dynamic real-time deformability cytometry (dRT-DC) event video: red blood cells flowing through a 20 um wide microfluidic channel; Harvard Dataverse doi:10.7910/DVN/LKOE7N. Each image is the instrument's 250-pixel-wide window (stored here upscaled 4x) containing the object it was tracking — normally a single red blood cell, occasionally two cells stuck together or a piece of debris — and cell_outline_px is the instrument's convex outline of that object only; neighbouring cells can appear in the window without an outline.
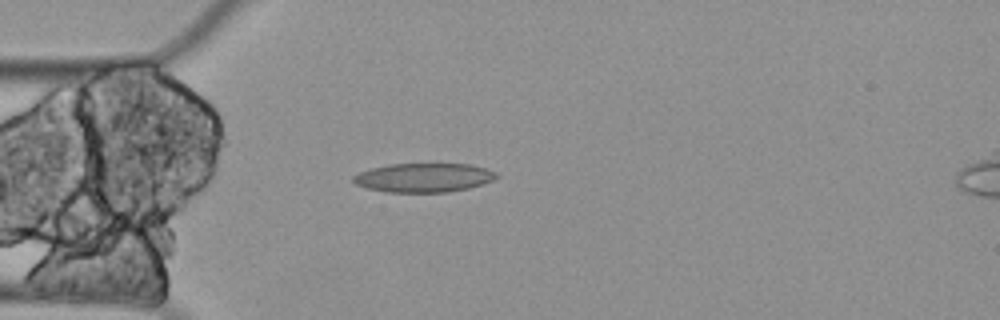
{"species": "Egyptian fruit bat (a non-hibernating species)", "species_latin": "Rousettus aegyptiacus", "temperature_condition": "cold", "stored_images_in_passage": 4, "camera_frame_rate_fps": 3000, "um_per_image_px": 0.085, "animal": {"sex": "female"}, "frame": {"image": 1, "passage_image": 4, "time_ms": 1.0, "image_size_px": [1000, 320], "cell_outline_px": [[500, 176], [492, 180], [468, 188], [448, 192], [388, 192], [368, 188], [356, 184], [352, 180], [352, 176], [360, 172], [372, 168], [388, 164], [468, 164], [484, 168], [496, 172]], "centroid_in_image_um": [36.0, 15.1], "position_along_channel_um": 49.0, "area_um2": 23.99}}